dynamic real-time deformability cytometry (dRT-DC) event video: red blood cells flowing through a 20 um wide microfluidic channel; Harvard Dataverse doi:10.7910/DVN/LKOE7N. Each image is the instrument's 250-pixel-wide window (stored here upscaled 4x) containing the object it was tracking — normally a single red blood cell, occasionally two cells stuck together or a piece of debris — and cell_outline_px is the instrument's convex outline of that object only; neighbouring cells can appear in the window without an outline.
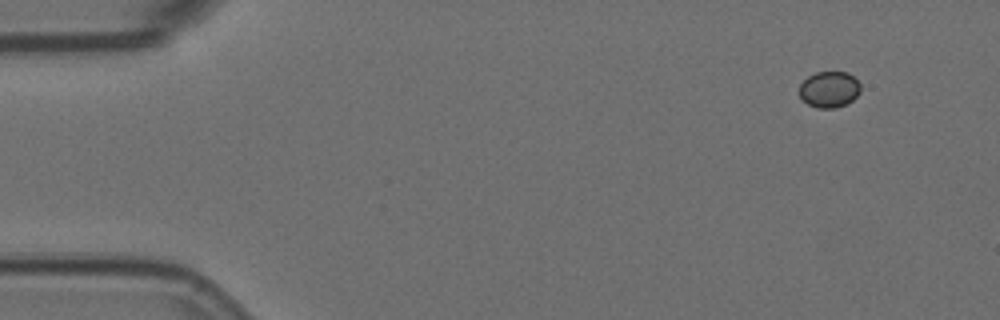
{"species": "Egyptian fruit bat (a non-hibernating species)", "species_latin": "Rousettus aegyptiacus", "temperature_condition": "room temperature", "stored_images_in_passage": 4, "camera_frame_rate_fps": 3000, "um_per_image_px": 0.085, "animal": {"sex": "female"}, "frame": {"image": 1, "passage_image": 1, "time_ms": 0.0, "image_size_px": [1000, 320], "cell_outline_px": [[860, 92], [848, 104], [836, 108], [816, 108], [808, 104], [800, 96], [800, 84], [808, 76], [816, 72], [848, 72], [860, 84]], "centroid_in_image_um": [70.49, 7.61], "position_along_channel_um": 14.5, "area_um2": 12.89}}